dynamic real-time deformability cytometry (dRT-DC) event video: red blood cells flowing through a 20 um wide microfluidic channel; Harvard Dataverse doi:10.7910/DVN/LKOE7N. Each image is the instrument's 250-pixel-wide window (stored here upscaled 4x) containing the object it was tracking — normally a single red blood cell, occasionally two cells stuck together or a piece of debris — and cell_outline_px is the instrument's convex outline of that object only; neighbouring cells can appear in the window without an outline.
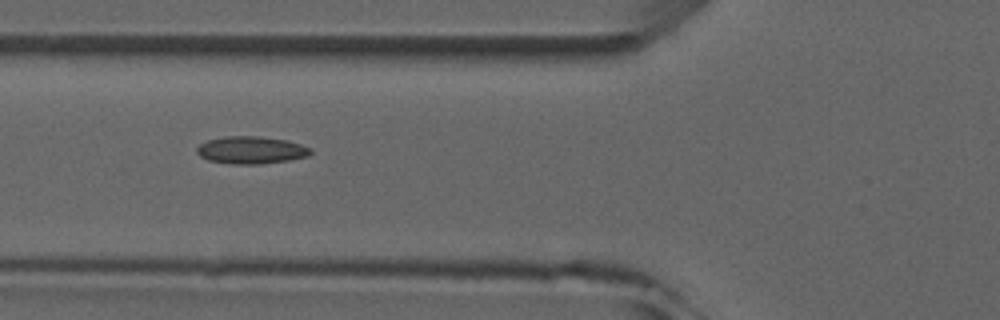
{"species": "common noctule bat (a hibernating species)", "species_latin": "Nyctalus noctula", "temperature_condition": "room temperature", "stored_images_in_passage": 4, "camera_frame_rate_fps": 3000, "um_per_image_px": 0.085, "animal": {"sex": "male", "forearm_length_mm": 52.5}, "frame": {"image": 1, "passage_image": 4, "time_ms": 3.333, "image_size_px": [1000, 320], "cell_outline_px": [[312, 152], [308, 156], [288, 160], [260, 164], [232, 164], [208, 160], [200, 156], [196, 152], [196, 148], [200, 144], [208, 140], [224, 136], [256, 136], [288, 140], [312, 148]], "centroid_in_image_um": [21.34, 12.75], "position_along_channel_um": 104.5, "area_um2": 18.21}}